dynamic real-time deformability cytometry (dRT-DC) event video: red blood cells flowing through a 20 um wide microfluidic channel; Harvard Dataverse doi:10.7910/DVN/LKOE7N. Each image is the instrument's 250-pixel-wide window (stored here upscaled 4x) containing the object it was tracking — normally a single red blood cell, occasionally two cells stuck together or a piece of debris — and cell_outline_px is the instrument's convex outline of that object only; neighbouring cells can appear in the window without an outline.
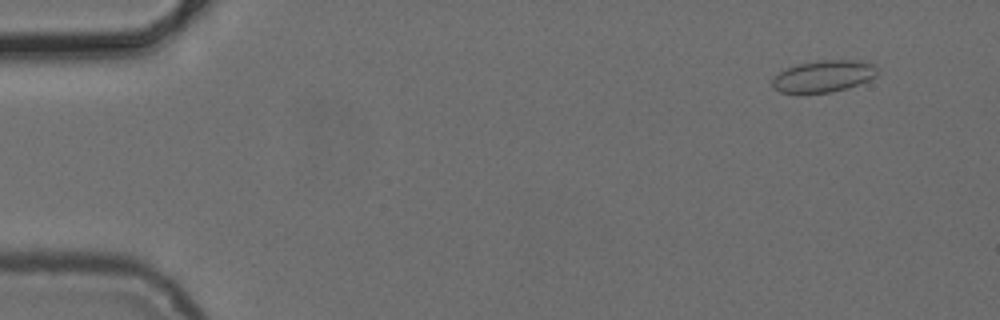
{"species": "common noctule bat (a hibernating species)", "species_latin": "Nyctalus noctula", "temperature_condition": "cold", "stored_images_in_passage": 4, "camera_frame_rate_fps": 3000, "um_per_image_px": 0.085, "animal": {"sex": "female", "body_mass_g": 24.6, "forearm_length_mm": 56.2}, "frame": {"image": 1, "passage_image": 2, "time_ms": 1.0, "image_size_px": [1000, 320], "cell_outline_px": [[876, 76], [868, 80], [832, 92], [780, 92], [772, 88], [772, 80], [780, 72], [788, 68], [800, 64], [816, 60], [864, 60], [872, 64], [876, 68]], "centroid_in_image_um": [70.0, 6.46], "position_along_channel_um": 15.0, "area_um2": 19.02}}